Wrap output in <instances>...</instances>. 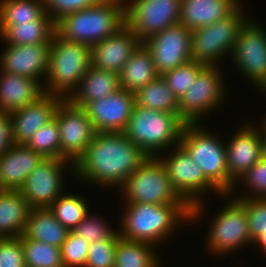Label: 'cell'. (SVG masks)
<instances>
[{"label":"cell","mask_w":266,"mask_h":267,"mask_svg":"<svg viewBox=\"0 0 266 267\" xmlns=\"http://www.w3.org/2000/svg\"><path fill=\"white\" fill-rule=\"evenodd\" d=\"M148 157L124 132L96 133L74 174L98 186L120 187Z\"/></svg>","instance_id":"cell-1"},{"label":"cell","mask_w":266,"mask_h":267,"mask_svg":"<svg viewBox=\"0 0 266 267\" xmlns=\"http://www.w3.org/2000/svg\"><path fill=\"white\" fill-rule=\"evenodd\" d=\"M184 220L191 221L188 204L126 203L118 235L126 240L159 244Z\"/></svg>","instance_id":"cell-2"},{"label":"cell","mask_w":266,"mask_h":267,"mask_svg":"<svg viewBox=\"0 0 266 267\" xmlns=\"http://www.w3.org/2000/svg\"><path fill=\"white\" fill-rule=\"evenodd\" d=\"M126 25L124 0H101L55 23L56 33L69 41L94 45Z\"/></svg>","instance_id":"cell-3"},{"label":"cell","mask_w":266,"mask_h":267,"mask_svg":"<svg viewBox=\"0 0 266 267\" xmlns=\"http://www.w3.org/2000/svg\"><path fill=\"white\" fill-rule=\"evenodd\" d=\"M91 67V46L66 40L56 32L51 40L45 94L68 99Z\"/></svg>","instance_id":"cell-4"},{"label":"cell","mask_w":266,"mask_h":267,"mask_svg":"<svg viewBox=\"0 0 266 267\" xmlns=\"http://www.w3.org/2000/svg\"><path fill=\"white\" fill-rule=\"evenodd\" d=\"M185 124L179 113L157 111L135 105L124 133L149 157H157L159 150L180 144Z\"/></svg>","instance_id":"cell-5"},{"label":"cell","mask_w":266,"mask_h":267,"mask_svg":"<svg viewBox=\"0 0 266 267\" xmlns=\"http://www.w3.org/2000/svg\"><path fill=\"white\" fill-rule=\"evenodd\" d=\"M199 124H185L180 144L191 155L204 175L225 195L234 192L236 185L228 176L225 143ZM212 134V135H211Z\"/></svg>","instance_id":"cell-6"},{"label":"cell","mask_w":266,"mask_h":267,"mask_svg":"<svg viewBox=\"0 0 266 267\" xmlns=\"http://www.w3.org/2000/svg\"><path fill=\"white\" fill-rule=\"evenodd\" d=\"M174 152L166 158L157 156L166 168L168 177L174 190L191 207V221L203 215V198L200 195L207 190H214L219 196L224 194L204 175L203 170L193 160L185 148L179 144ZM163 158V159H162ZM202 200V201H201ZM195 219V220H194Z\"/></svg>","instance_id":"cell-7"},{"label":"cell","mask_w":266,"mask_h":267,"mask_svg":"<svg viewBox=\"0 0 266 267\" xmlns=\"http://www.w3.org/2000/svg\"><path fill=\"white\" fill-rule=\"evenodd\" d=\"M120 187L126 203L187 204L172 187L158 157H148Z\"/></svg>","instance_id":"cell-8"},{"label":"cell","mask_w":266,"mask_h":267,"mask_svg":"<svg viewBox=\"0 0 266 267\" xmlns=\"http://www.w3.org/2000/svg\"><path fill=\"white\" fill-rule=\"evenodd\" d=\"M242 8L240 5L227 18L191 31V61L207 66H219V58L232 54L239 31L249 19Z\"/></svg>","instance_id":"cell-9"},{"label":"cell","mask_w":266,"mask_h":267,"mask_svg":"<svg viewBox=\"0 0 266 267\" xmlns=\"http://www.w3.org/2000/svg\"><path fill=\"white\" fill-rule=\"evenodd\" d=\"M54 118L59 125L60 159L72 162L74 173V165L85 154L97 132L85 109L74 105L69 99L59 102Z\"/></svg>","instance_id":"cell-10"},{"label":"cell","mask_w":266,"mask_h":267,"mask_svg":"<svg viewBox=\"0 0 266 267\" xmlns=\"http://www.w3.org/2000/svg\"><path fill=\"white\" fill-rule=\"evenodd\" d=\"M218 66H205L179 99V116L186 124H200L205 113L220 106L226 94ZM201 116V117H200Z\"/></svg>","instance_id":"cell-11"},{"label":"cell","mask_w":266,"mask_h":267,"mask_svg":"<svg viewBox=\"0 0 266 267\" xmlns=\"http://www.w3.org/2000/svg\"><path fill=\"white\" fill-rule=\"evenodd\" d=\"M181 1L130 0L129 3L125 1L126 25L143 43L152 35L179 23Z\"/></svg>","instance_id":"cell-12"},{"label":"cell","mask_w":266,"mask_h":267,"mask_svg":"<svg viewBox=\"0 0 266 267\" xmlns=\"http://www.w3.org/2000/svg\"><path fill=\"white\" fill-rule=\"evenodd\" d=\"M218 212L209 231L207 247L219 254L232 253L252 243L248 218L243 205L234 198Z\"/></svg>","instance_id":"cell-13"},{"label":"cell","mask_w":266,"mask_h":267,"mask_svg":"<svg viewBox=\"0 0 266 267\" xmlns=\"http://www.w3.org/2000/svg\"><path fill=\"white\" fill-rule=\"evenodd\" d=\"M247 20L241 27L232 56L243 76L261 89L266 85V30Z\"/></svg>","instance_id":"cell-14"},{"label":"cell","mask_w":266,"mask_h":267,"mask_svg":"<svg viewBox=\"0 0 266 267\" xmlns=\"http://www.w3.org/2000/svg\"><path fill=\"white\" fill-rule=\"evenodd\" d=\"M143 44L151 52L159 75L191 61V31L181 23L152 35Z\"/></svg>","instance_id":"cell-15"},{"label":"cell","mask_w":266,"mask_h":267,"mask_svg":"<svg viewBox=\"0 0 266 267\" xmlns=\"http://www.w3.org/2000/svg\"><path fill=\"white\" fill-rule=\"evenodd\" d=\"M69 160L45 158L25 179L19 192L31 208H49L61 195L63 168Z\"/></svg>","instance_id":"cell-16"},{"label":"cell","mask_w":266,"mask_h":267,"mask_svg":"<svg viewBox=\"0 0 266 267\" xmlns=\"http://www.w3.org/2000/svg\"><path fill=\"white\" fill-rule=\"evenodd\" d=\"M135 104V94L120 88L110 96L89 102L84 109L97 133L124 132Z\"/></svg>","instance_id":"cell-17"},{"label":"cell","mask_w":266,"mask_h":267,"mask_svg":"<svg viewBox=\"0 0 266 267\" xmlns=\"http://www.w3.org/2000/svg\"><path fill=\"white\" fill-rule=\"evenodd\" d=\"M142 42L125 25L118 32L91 46V66L120 74L125 63Z\"/></svg>","instance_id":"cell-18"},{"label":"cell","mask_w":266,"mask_h":267,"mask_svg":"<svg viewBox=\"0 0 266 267\" xmlns=\"http://www.w3.org/2000/svg\"><path fill=\"white\" fill-rule=\"evenodd\" d=\"M51 43L30 45L7 44L0 55V69L7 73L18 74L40 80L47 74Z\"/></svg>","instance_id":"cell-19"},{"label":"cell","mask_w":266,"mask_h":267,"mask_svg":"<svg viewBox=\"0 0 266 267\" xmlns=\"http://www.w3.org/2000/svg\"><path fill=\"white\" fill-rule=\"evenodd\" d=\"M254 127L243 125L225 145L228 176L234 183L262 158V130Z\"/></svg>","instance_id":"cell-20"},{"label":"cell","mask_w":266,"mask_h":267,"mask_svg":"<svg viewBox=\"0 0 266 267\" xmlns=\"http://www.w3.org/2000/svg\"><path fill=\"white\" fill-rule=\"evenodd\" d=\"M62 99L57 95L45 94L38 101L10 112L14 143L26 144L40 127L54 118Z\"/></svg>","instance_id":"cell-21"},{"label":"cell","mask_w":266,"mask_h":267,"mask_svg":"<svg viewBox=\"0 0 266 267\" xmlns=\"http://www.w3.org/2000/svg\"><path fill=\"white\" fill-rule=\"evenodd\" d=\"M44 159L25 144H14L0 156V190L19 191L28 175Z\"/></svg>","instance_id":"cell-22"},{"label":"cell","mask_w":266,"mask_h":267,"mask_svg":"<svg viewBox=\"0 0 266 267\" xmlns=\"http://www.w3.org/2000/svg\"><path fill=\"white\" fill-rule=\"evenodd\" d=\"M0 72V111L13 112L45 95L40 81L2 70Z\"/></svg>","instance_id":"cell-23"},{"label":"cell","mask_w":266,"mask_h":267,"mask_svg":"<svg viewBox=\"0 0 266 267\" xmlns=\"http://www.w3.org/2000/svg\"><path fill=\"white\" fill-rule=\"evenodd\" d=\"M240 5L238 0H182L179 23L196 30L227 18Z\"/></svg>","instance_id":"cell-24"},{"label":"cell","mask_w":266,"mask_h":267,"mask_svg":"<svg viewBox=\"0 0 266 267\" xmlns=\"http://www.w3.org/2000/svg\"><path fill=\"white\" fill-rule=\"evenodd\" d=\"M120 88L119 74L91 66L68 99L74 105L84 108L89 102L110 96Z\"/></svg>","instance_id":"cell-25"},{"label":"cell","mask_w":266,"mask_h":267,"mask_svg":"<svg viewBox=\"0 0 266 267\" xmlns=\"http://www.w3.org/2000/svg\"><path fill=\"white\" fill-rule=\"evenodd\" d=\"M31 209L19 191L0 190V238L21 236Z\"/></svg>","instance_id":"cell-26"},{"label":"cell","mask_w":266,"mask_h":267,"mask_svg":"<svg viewBox=\"0 0 266 267\" xmlns=\"http://www.w3.org/2000/svg\"><path fill=\"white\" fill-rule=\"evenodd\" d=\"M69 232L49 208H32L23 235L61 248Z\"/></svg>","instance_id":"cell-27"},{"label":"cell","mask_w":266,"mask_h":267,"mask_svg":"<svg viewBox=\"0 0 266 267\" xmlns=\"http://www.w3.org/2000/svg\"><path fill=\"white\" fill-rule=\"evenodd\" d=\"M55 22L45 13L39 20L0 26V37L9 45L51 43Z\"/></svg>","instance_id":"cell-28"},{"label":"cell","mask_w":266,"mask_h":267,"mask_svg":"<svg viewBox=\"0 0 266 267\" xmlns=\"http://www.w3.org/2000/svg\"><path fill=\"white\" fill-rule=\"evenodd\" d=\"M158 76L151 52L141 43L119 74L120 86L128 92L136 93Z\"/></svg>","instance_id":"cell-29"},{"label":"cell","mask_w":266,"mask_h":267,"mask_svg":"<svg viewBox=\"0 0 266 267\" xmlns=\"http://www.w3.org/2000/svg\"><path fill=\"white\" fill-rule=\"evenodd\" d=\"M155 245L118 236L114 267H160Z\"/></svg>","instance_id":"cell-30"},{"label":"cell","mask_w":266,"mask_h":267,"mask_svg":"<svg viewBox=\"0 0 266 267\" xmlns=\"http://www.w3.org/2000/svg\"><path fill=\"white\" fill-rule=\"evenodd\" d=\"M135 94V105L157 111L179 113V99L161 75L140 88Z\"/></svg>","instance_id":"cell-31"},{"label":"cell","mask_w":266,"mask_h":267,"mask_svg":"<svg viewBox=\"0 0 266 267\" xmlns=\"http://www.w3.org/2000/svg\"><path fill=\"white\" fill-rule=\"evenodd\" d=\"M44 14L43 0H0V26L39 20Z\"/></svg>","instance_id":"cell-32"},{"label":"cell","mask_w":266,"mask_h":267,"mask_svg":"<svg viewBox=\"0 0 266 267\" xmlns=\"http://www.w3.org/2000/svg\"><path fill=\"white\" fill-rule=\"evenodd\" d=\"M83 196L61 194L49 207L55 218L69 231H73L88 213L87 201Z\"/></svg>","instance_id":"cell-33"},{"label":"cell","mask_w":266,"mask_h":267,"mask_svg":"<svg viewBox=\"0 0 266 267\" xmlns=\"http://www.w3.org/2000/svg\"><path fill=\"white\" fill-rule=\"evenodd\" d=\"M26 267H64L61 248L21 235Z\"/></svg>","instance_id":"cell-34"},{"label":"cell","mask_w":266,"mask_h":267,"mask_svg":"<svg viewBox=\"0 0 266 267\" xmlns=\"http://www.w3.org/2000/svg\"><path fill=\"white\" fill-rule=\"evenodd\" d=\"M25 145L44 158L60 159V134L57 120L53 118L40 127Z\"/></svg>","instance_id":"cell-35"},{"label":"cell","mask_w":266,"mask_h":267,"mask_svg":"<svg viewBox=\"0 0 266 267\" xmlns=\"http://www.w3.org/2000/svg\"><path fill=\"white\" fill-rule=\"evenodd\" d=\"M205 66V64L200 62L189 61L184 65L166 71L161 76L175 96L180 99Z\"/></svg>","instance_id":"cell-36"},{"label":"cell","mask_w":266,"mask_h":267,"mask_svg":"<svg viewBox=\"0 0 266 267\" xmlns=\"http://www.w3.org/2000/svg\"><path fill=\"white\" fill-rule=\"evenodd\" d=\"M106 224L107 223L102 221V219L91 216L88 211L73 232L81 236L89 244L98 240L117 239L119 236L118 231L112 230V228Z\"/></svg>","instance_id":"cell-37"},{"label":"cell","mask_w":266,"mask_h":267,"mask_svg":"<svg viewBox=\"0 0 266 267\" xmlns=\"http://www.w3.org/2000/svg\"><path fill=\"white\" fill-rule=\"evenodd\" d=\"M89 243L81 236L70 231L61 246L64 267H85L88 257Z\"/></svg>","instance_id":"cell-38"},{"label":"cell","mask_w":266,"mask_h":267,"mask_svg":"<svg viewBox=\"0 0 266 267\" xmlns=\"http://www.w3.org/2000/svg\"><path fill=\"white\" fill-rule=\"evenodd\" d=\"M245 208L252 241L266 230V198H236Z\"/></svg>","instance_id":"cell-39"},{"label":"cell","mask_w":266,"mask_h":267,"mask_svg":"<svg viewBox=\"0 0 266 267\" xmlns=\"http://www.w3.org/2000/svg\"><path fill=\"white\" fill-rule=\"evenodd\" d=\"M116 246L117 239L90 243L85 267H114Z\"/></svg>","instance_id":"cell-40"},{"label":"cell","mask_w":266,"mask_h":267,"mask_svg":"<svg viewBox=\"0 0 266 267\" xmlns=\"http://www.w3.org/2000/svg\"><path fill=\"white\" fill-rule=\"evenodd\" d=\"M101 0H43L45 13L56 23L64 16L98 4Z\"/></svg>","instance_id":"cell-41"},{"label":"cell","mask_w":266,"mask_h":267,"mask_svg":"<svg viewBox=\"0 0 266 267\" xmlns=\"http://www.w3.org/2000/svg\"><path fill=\"white\" fill-rule=\"evenodd\" d=\"M240 179L239 181L243 180L252 191L251 194L254 193L245 197L235 196V198H266V160L261 158Z\"/></svg>","instance_id":"cell-42"},{"label":"cell","mask_w":266,"mask_h":267,"mask_svg":"<svg viewBox=\"0 0 266 267\" xmlns=\"http://www.w3.org/2000/svg\"><path fill=\"white\" fill-rule=\"evenodd\" d=\"M2 267H26L21 236L0 238Z\"/></svg>","instance_id":"cell-43"},{"label":"cell","mask_w":266,"mask_h":267,"mask_svg":"<svg viewBox=\"0 0 266 267\" xmlns=\"http://www.w3.org/2000/svg\"><path fill=\"white\" fill-rule=\"evenodd\" d=\"M14 144L10 114L0 111V156L6 153Z\"/></svg>","instance_id":"cell-44"},{"label":"cell","mask_w":266,"mask_h":267,"mask_svg":"<svg viewBox=\"0 0 266 267\" xmlns=\"http://www.w3.org/2000/svg\"><path fill=\"white\" fill-rule=\"evenodd\" d=\"M257 242V243H256ZM253 244L256 243V245H260L263 252L266 253V230L262 231L260 235H258L252 242Z\"/></svg>","instance_id":"cell-45"},{"label":"cell","mask_w":266,"mask_h":267,"mask_svg":"<svg viewBox=\"0 0 266 267\" xmlns=\"http://www.w3.org/2000/svg\"><path fill=\"white\" fill-rule=\"evenodd\" d=\"M262 158L266 160V135L262 133Z\"/></svg>","instance_id":"cell-46"},{"label":"cell","mask_w":266,"mask_h":267,"mask_svg":"<svg viewBox=\"0 0 266 267\" xmlns=\"http://www.w3.org/2000/svg\"><path fill=\"white\" fill-rule=\"evenodd\" d=\"M264 122H263V124H262V133L264 134V135H266V118H265V120H263Z\"/></svg>","instance_id":"cell-47"},{"label":"cell","mask_w":266,"mask_h":267,"mask_svg":"<svg viewBox=\"0 0 266 267\" xmlns=\"http://www.w3.org/2000/svg\"><path fill=\"white\" fill-rule=\"evenodd\" d=\"M263 90V91H262ZM262 93L266 92V85L261 89Z\"/></svg>","instance_id":"cell-48"}]
</instances>
